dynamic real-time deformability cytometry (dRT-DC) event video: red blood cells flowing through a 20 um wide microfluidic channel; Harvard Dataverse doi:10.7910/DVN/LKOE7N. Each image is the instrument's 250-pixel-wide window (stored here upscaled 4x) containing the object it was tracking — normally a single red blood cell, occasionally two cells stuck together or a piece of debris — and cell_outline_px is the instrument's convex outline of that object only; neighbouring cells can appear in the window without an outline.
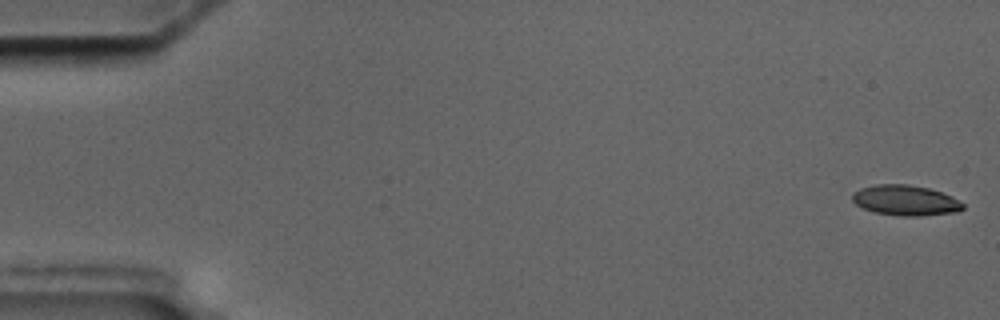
{"species": "common noctule bat (a hibernating species)", "species_latin": "Nyctalus noctula", "temperature_condition": "cold", "stored_images_in_passage": 57, "camera_frame_rate_fps": 3000, "um_per_image_px": 0.085, "animal": {"sex": "male", "body_mass_g": 17.5, "forearm_length_mm": 52.3}, "frame": {"image": 1, "passage_image": 1, "time_ms": 0.0, "image_size_px": [1000, 320], "cell_outline_px": [[964, 208], [956, 212], [920, 216], [900, 216], [872, 212], [856, 204], [852, 200], [852, 192], [860, 188], [876, 184], [908, 184], [928, 188], [952, 196], [964, 204]], "centroid_in_image_um": [76.94, 17.03], "position_along_channel_um": 8.1, "area_um2": 19.65}}
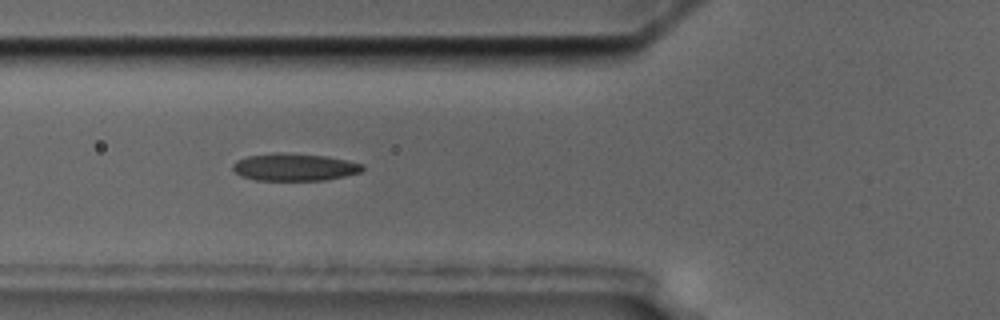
{"frame": {"image": 2, "passage_image": 21, "time_ms": 6.667, "image_size_px": [1000, 320], "cell_outline_px": [[364, 168], [360, 172], [344, 176], [324, 180], [256, 180], [240, 176], [232, 168], [232, 164], [236, 160], [248, 156], [276, 152], [284, 152], [328, 156], [364, 164]], "centroid_in_image_um": [25.01, 14.19], "position_along_channel_um": 100.8, "area_um2": 20.81}}
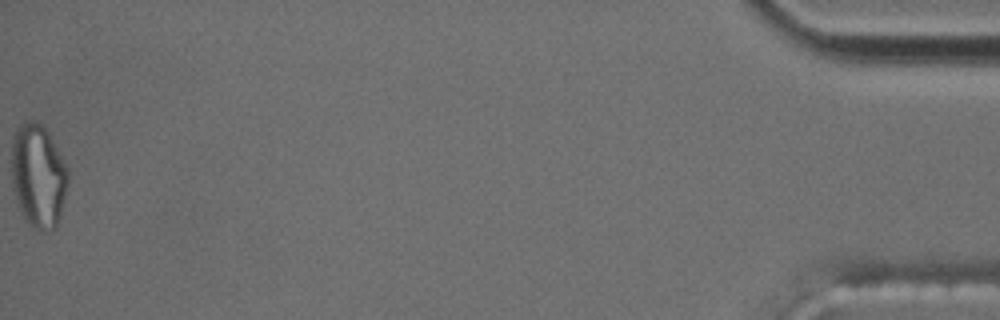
{"frame": {"image": 3, "passage_image": 57, "time_ms": 18.667, "image_size_px": [1000, 320], "cell_outline_px": [[68, 184], [60, 216], [56, 228], [44, 232], [28, 224], [24, 220], [16, 204], [12, 180], [12, 140], [16, 128], [20, 124], [28, 120], [36, 120], [48, 132], [68, 168]], "centroid_in_image_um": [3.24, 14.97], "position_along_channel_um": 432.0, "area_um2": 34.39}, "authors_computed_cell_mechanics": {"area_um2": 20.5768, "velocity_mm_per_s": 3.5714, "shape_relaxation_time_tau1_ms": 9.8609, "shape_relaxation_time_tau2_ms": 3.9089, "deformation_change_tau1": 0.2307, "deformation_change_tau2": 0.123}}